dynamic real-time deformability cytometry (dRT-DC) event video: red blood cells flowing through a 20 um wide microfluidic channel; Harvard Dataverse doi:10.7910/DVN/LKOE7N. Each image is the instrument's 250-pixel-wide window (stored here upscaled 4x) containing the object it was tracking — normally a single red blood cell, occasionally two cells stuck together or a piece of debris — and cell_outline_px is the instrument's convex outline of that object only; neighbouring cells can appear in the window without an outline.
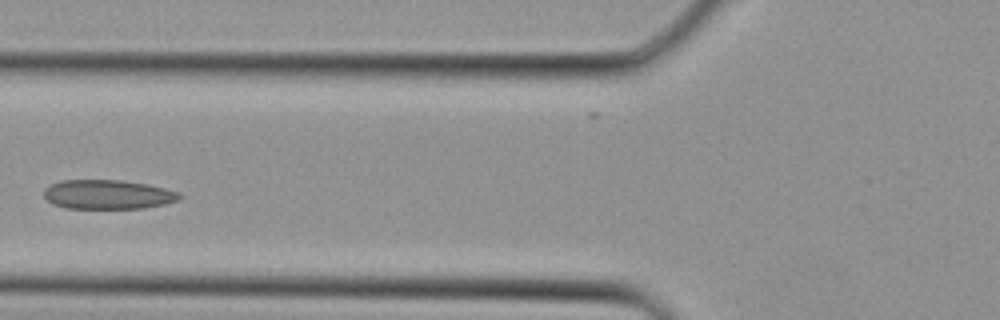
{"species": "Egyptian fruit bat (a non-hibernating species)", "species_latin": "Rousettus aegyptiacus", "temperature_condition": "cold", "stored_images_in_passage": 2, "camera_frame_rate_fps": 3000, "um_per_image_px": 0.085, "animal": {"sex": "female"}, "frame": {"image": 1, "passage_image": 2, "time_ms": 0.333, "image_size_px": [1000, 320], "cell_outline_px": [[184, 196], [180, 200], [164, 204], [144, 208], [64, 208], [52, 204], [44, 196], [44, 188], [48, 184], [64, 180], [120, 180], [148, 184], [180, 192]], "centroid_in_image_um": [9.18, 16.53], "position_along_channel_um": 116.6, "area_um2": 23.35}}